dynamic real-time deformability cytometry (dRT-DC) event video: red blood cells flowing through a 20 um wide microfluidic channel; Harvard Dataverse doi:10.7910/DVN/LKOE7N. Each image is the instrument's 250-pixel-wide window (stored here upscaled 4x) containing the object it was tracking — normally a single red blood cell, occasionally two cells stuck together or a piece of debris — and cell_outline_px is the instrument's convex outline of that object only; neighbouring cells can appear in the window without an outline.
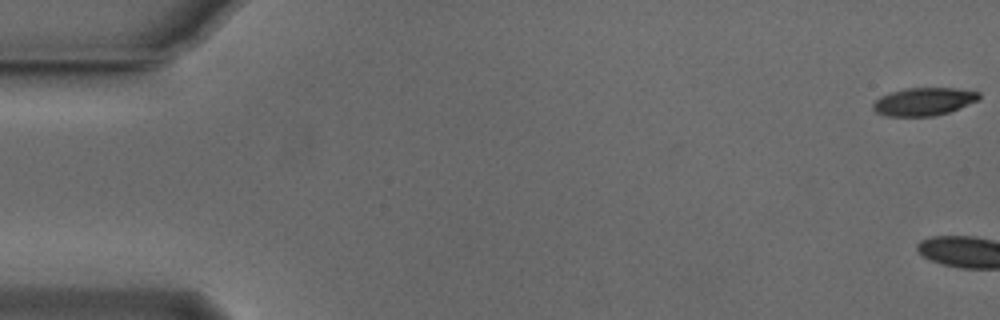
{"species": "Egyptian fruit bat (a non-hibernating species)", "species_latin": "Rousettus aegyptiacus", "temperature_condition": "cold", "stored_images_in_passage": 4, "camera_frame_rate_fps": 3000, "um_per_image_px": 0.085, "animal": {"sex": "male"}, "frame": {"image": 1, "passage_image": 1, "time_ms": 0.0, "image_size_px": [1000, 320], "cell_outline_px": [[980, 100], [948, 112], [932, 116], [888, 116], [876, 112], [872, 108], [872, 104], [880, 96], [904, 88], [956, 88], [980, 92]], "centroid_in_image_um": [78.53, 8.63], "position_along_channel_um": 6.5, "area_um2": 17.22}}